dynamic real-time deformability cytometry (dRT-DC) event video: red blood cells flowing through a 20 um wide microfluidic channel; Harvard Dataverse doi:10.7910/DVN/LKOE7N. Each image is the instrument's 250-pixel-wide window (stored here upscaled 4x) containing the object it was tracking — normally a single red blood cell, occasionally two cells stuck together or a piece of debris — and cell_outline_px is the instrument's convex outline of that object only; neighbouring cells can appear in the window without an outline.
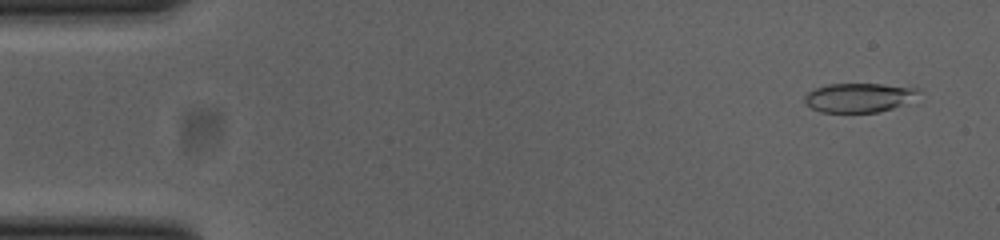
{"species": "common noctule bat (a hibernating species)", "species_latin": "Nyctalus noctula", "temperature_condition": "cold", "stored_images_in_passage": 52, "camera_frame_rate_fps": 3000, "um_per_image_px": 0.085, "animal": {"sex": "female", "body_mass_g": 23.0, "forearm_length_mm": 53.4}, "frame": {"image": 1, "passage_image": 3, "time_ms": 0.667, "image_size_px": [1000, 240], "cell_outline_px": [[920, 104], [880, 112], [820, 112], [812, 108], [804, 100], [804, 96], [808, 92], [816, 88], [828, 84], [880, 84], [920, 88]], "centroid_in_image_um": [73.25, 8.32], "position_along_channel_um": 11.8, "area_um2": 20.35}}
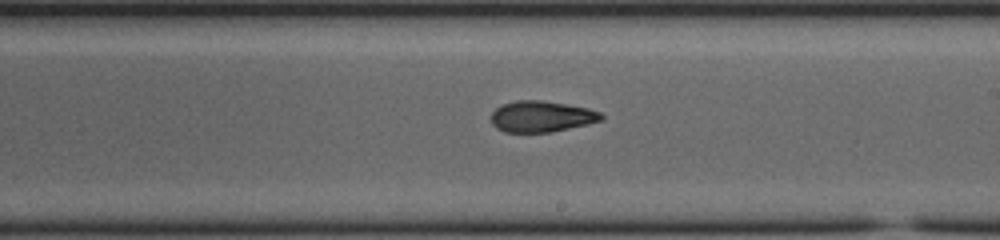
{"frame": {"image": 2, "passage_image": 30, "time_ms": 9.667, "image_size_px": [1000, 240], "cell_outline_px": [[604, 120], [552, 132], [504, 132], [496, 128], [492, 124], [492, 112], [496, 108], [504, 104], [516, 100], [540, 100], [588, 108], [600, 112], [604, 116]], "centroid_in_image_um": [46.03, 9.91], "position_along_channel_um": 243.0, "area_um2": 19.88}}
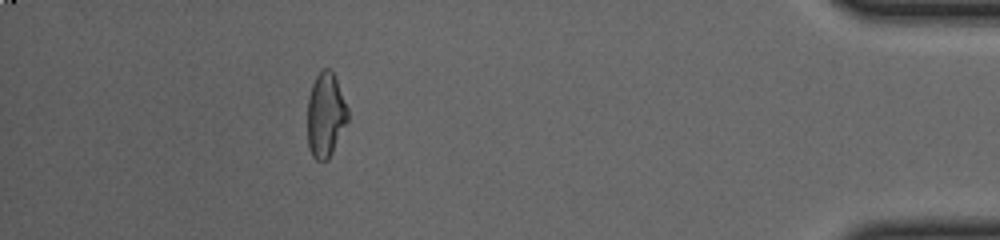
{"frame": {"image": 3, "passage_image": 47, "time_ms": 15.333, "image_size_px": [1000, 240], "cell_outline_px": [[348, 120], [328, 160], [316, 160], [312, 156], [308, 148], [308, 100], [312, 84], [316, 76], [324, 68], [328, 68], [332, 72], [336, 80], [348, 108]], "centroid_in_image_um": [27.67, 9.8], "position_along_channel_um": 407.5, "area_um2": 19.59}, "authors_computed_cell_mechanics": {"area_um2": 20.1722, "velocity_mm_per_s": 3.8911, "shape_relaxation_time_tau1_ms": 6.3372, "shape_relaxation_time_tau2_ms": 3.0214, "deformation_change_tau1": 0.2146, "deformation_change_tau2": 0.1021}}